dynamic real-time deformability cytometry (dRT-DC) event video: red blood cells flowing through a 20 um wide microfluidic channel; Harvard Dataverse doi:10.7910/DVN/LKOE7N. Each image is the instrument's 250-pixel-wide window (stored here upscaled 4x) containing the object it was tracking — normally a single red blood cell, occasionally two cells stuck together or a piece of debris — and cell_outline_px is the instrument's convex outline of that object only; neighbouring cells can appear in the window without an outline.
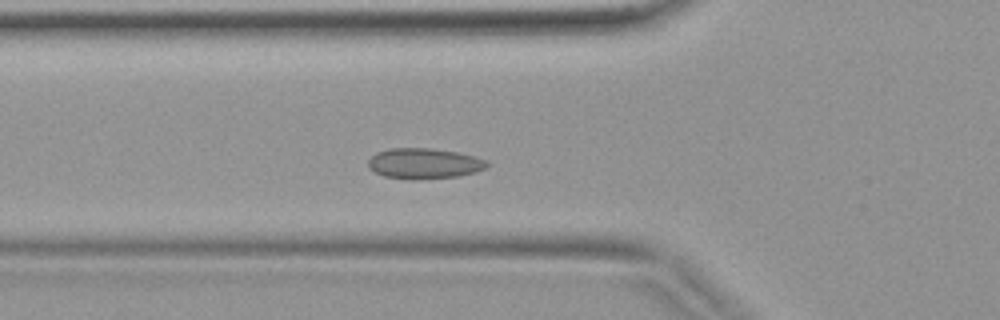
{"species": "common noctule bat (a hibernating species)", "species_latin": "Nyctalus noctula", "temperature_condition": "warm", "stored_images_in_passage": 39, "camera_frame_rate_fps": 3000, "um_per_image_px": 0.085, "animal": {"sex": "female", "body_mass_g": 19.9}, "frame": {"image": 1, "passage_image": 12, "time_ms": 3.667, "image_size_px": [1000, 320], "cell_outline_px": [[488, 164], [484, 168], [476, 172], [460, 176], [412, 180], [384, 176], [368, 168], [368, 160], [376, 152], [388, 148], [432, 148], [456, 152], [472, 156], [484, 160]], "centroid_in_image_um": [36.0, 13.9], "position_along_channel_um": 89.8, "area_um2": 21.1}}
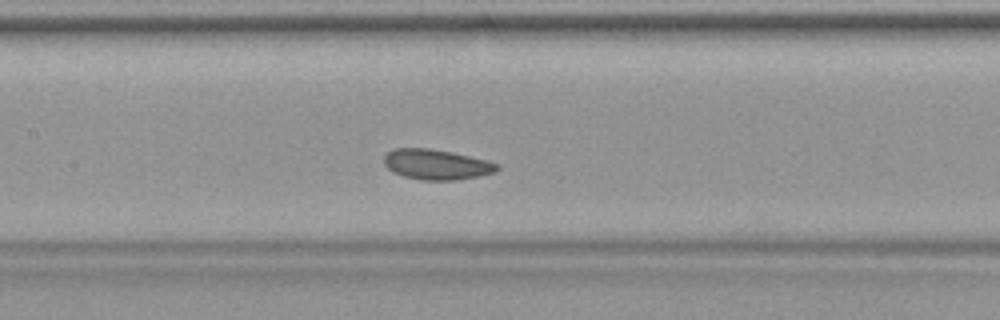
{"frame": {"image": 2, "passage_image": 17, "time_ms": 5.333, "image_size_px": [1000, 320], "cell_outline_px": [[500, 168], [496, 172], [480, 176], [456, 180], [424, 180], [404, 176], [392, 172], [384, 164], [384, 156], [388, 152], [396, 148], [432, 148], [452, 152], [488, 160], [500, 164]], "centroid_in_image_um": [37.14, 13.98], "position_along_channel_um": 170.3, "area_um2": 20.11}}